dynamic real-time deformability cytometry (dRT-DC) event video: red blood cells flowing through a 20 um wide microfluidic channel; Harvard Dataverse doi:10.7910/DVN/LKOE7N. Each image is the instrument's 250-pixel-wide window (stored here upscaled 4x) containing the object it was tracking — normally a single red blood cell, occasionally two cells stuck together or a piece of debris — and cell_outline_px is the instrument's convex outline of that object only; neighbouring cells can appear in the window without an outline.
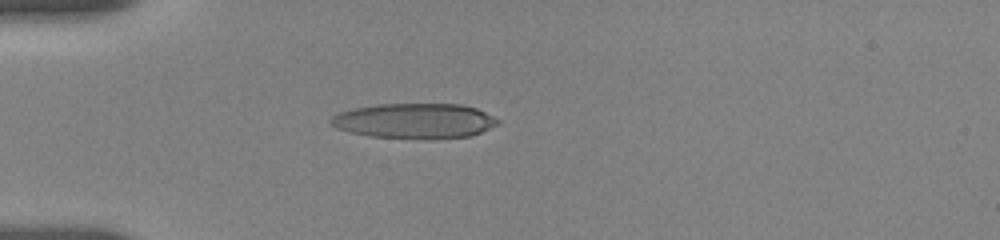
{"species": "human", "species_latin": "Homo sapiens", "temperature_condition": "room temperature", "stored_images_in_passage": 2, "camera_frame_rate_fps": 3000, "um_per_image_px": 0.085, "donor": {"sex": "female"}, "frame": {"image": 1, "passage_image": 2, "time_ms": 1.0, "image_size_px": [1000, 240], "cell_outline_px": [[500, 124], [480, 132], [468, 136], [372, 136], [352, 132], [336, 128], [328, 124], [328, 120], [332, 116], [340, 112], [356, 108], [376, 104], [460, 104], [476, 108], [500, 120]], "centroid_in_image_um": [35.21, 10.22], "position_along_channel_um": 49.8, "area_um2": 32.95}}